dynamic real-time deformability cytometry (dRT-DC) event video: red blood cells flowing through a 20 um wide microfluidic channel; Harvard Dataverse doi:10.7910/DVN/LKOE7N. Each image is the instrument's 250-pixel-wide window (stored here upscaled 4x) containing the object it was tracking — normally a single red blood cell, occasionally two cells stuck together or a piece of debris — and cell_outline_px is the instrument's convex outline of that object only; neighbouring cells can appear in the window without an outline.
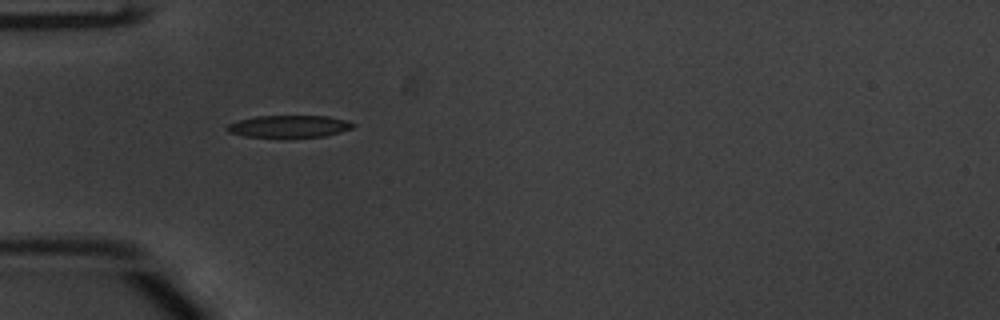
{"species": "common noctule bat (a hibernating species)", "species_latin": "Nyctalus noctula", "temperature_condition": "warm", "stored_images_in_passage": 30, "camera_frame_rate_fps": 3000, "um_per_image_px": 0.085, "animal": {"sex": "male", "body_mass_g": 20.1, "forearm_length_mm": 53.5}, "frame": {"image": 1, "passage_image": 1, "time_ms": 0.0, "image_size_px": [1000, 320], "cell_outline_px": [[356, 124], [352, 128], [340, 132], [324, 136], [280, 140], [244, 136], [228, 132], [224, 128], [228, 124], [240, 120], [256, 116], [328, 116], [348, 120]], "centroid_in_image_um": [24.55, 10.78], "position_along_channel_um": 60.5, "area_um2": 17.11}}
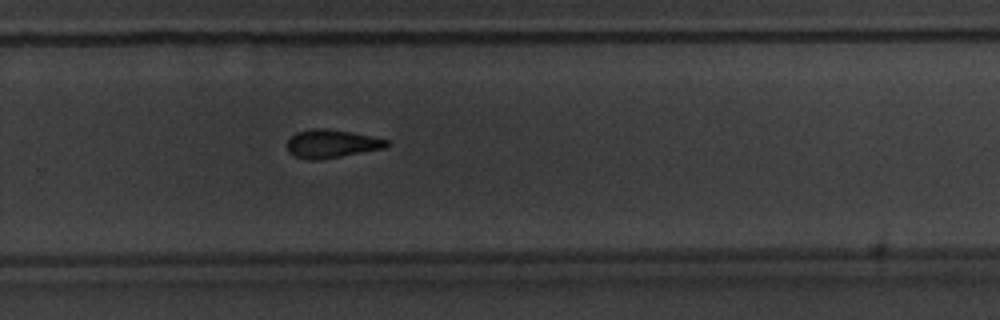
{"frame": {"image": 2, "passage_image": 20, "time_ms": 6.333, "image_size_px": [1000, 320], "cell_outline_px": [[388, 148], [316, 160], [308, 160], [296, 156], [288, 152], [288, 140], [296, 132], [312, 128], [324, 128], [348, 132], [388, 140]], "centroid_in_image_um": [28.17, 12.22], "position_along_channel_um": 301.6, "area_um2": 16.13}}
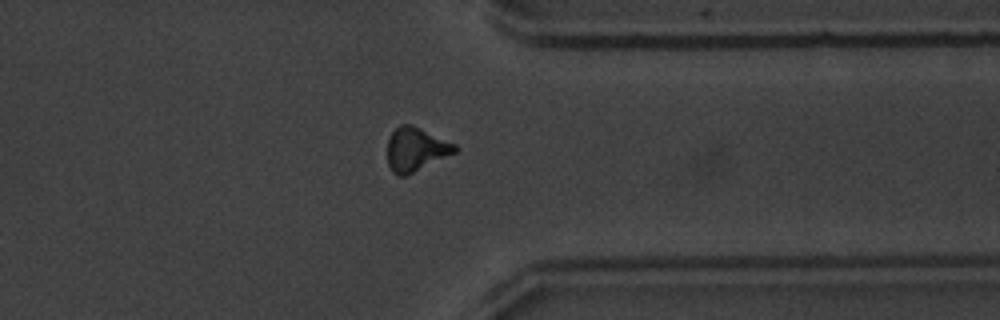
{"frame": {"image": 3, "passage_image": 26, "time_ms": 8.333, "image_size_px": [1000, 320], "cell_outline_px": [[456, 152], [408, 176], [400, 176], [392, 172], [388, 164], [388, 136], [400, 124], [412, 124], [456, 144]], "centroid_in_image_um": [35.33, 12.7], "position_along_channel_um": 376.1, "area_um2": 17.34}, "authors_computed_cell_mechanics": {"area_um2": 16.9354, "velocity_mm_per_s": 3.8682, "shape_relaxation_time_tau1_ms": 4.3842, "shape_relaxation_time_tau2_ms": 3.329, "deformation_change_tau1": 0.1899, "deformation_change_tau2": 0.1224}}